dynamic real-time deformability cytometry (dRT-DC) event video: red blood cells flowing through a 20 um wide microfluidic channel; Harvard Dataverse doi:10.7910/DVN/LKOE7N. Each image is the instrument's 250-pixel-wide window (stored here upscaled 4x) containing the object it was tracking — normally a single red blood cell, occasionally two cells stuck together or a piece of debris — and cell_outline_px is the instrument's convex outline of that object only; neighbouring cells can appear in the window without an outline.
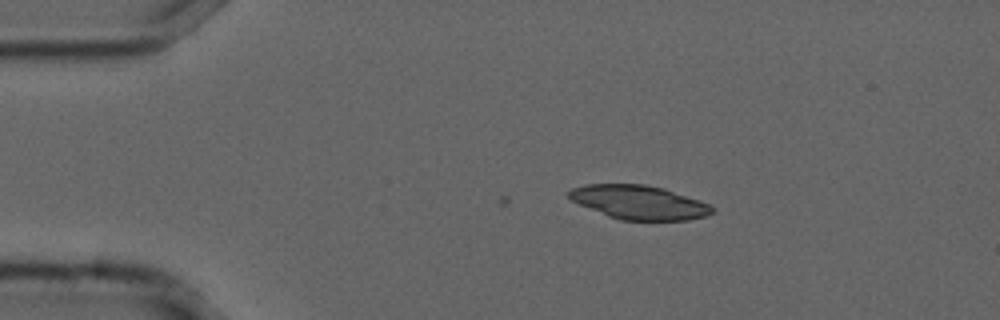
{"species": "common noctule bat (a hibernating species)", "species_latin": "Nyctalus noctula", "temperature_condition": "cold", "stored_images_in_passage": 7, "camera_frame_rate_fps": 3000, "um_per_image_px": 0.085, "animal": {"sex": "male", "forearm_length_mm": 52.5}, "frame": {"image": 1, "passage_image": 1, "time_ms": 0.0, "image_size_px": [1000, 320], "cell_outline_px": [[716, 208], [708, 216], [688, 220], [620, 220], [608, 216], [580, 204], [572, 200], [564, 192], [572, 188], [584, 184], [644, 184], [664, 188], [700, 200]], "centroid_in_image_um": [54.32, 17.19], "position_along_channel_um": 30.7, "area_um2": 28.44}}